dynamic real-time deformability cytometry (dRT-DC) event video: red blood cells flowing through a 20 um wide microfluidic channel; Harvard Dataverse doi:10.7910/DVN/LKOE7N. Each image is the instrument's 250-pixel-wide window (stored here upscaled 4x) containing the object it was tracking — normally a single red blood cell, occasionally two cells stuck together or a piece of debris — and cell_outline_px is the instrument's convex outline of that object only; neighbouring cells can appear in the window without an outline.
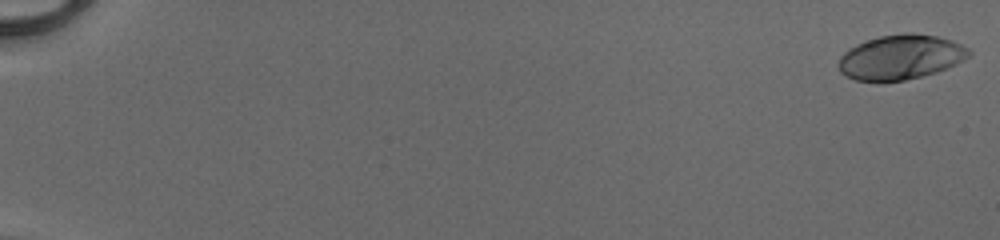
{"species": "human", "species_latin": "Homo sapiens", "temperature_condition": "cold", "stored_images_in_passage": 52, "camera_frame_rate_fps": 3000, "um_per_image_px": 0.085, "donor": {"sex": "male"}, "frame": {"image": 1, "passage_image": 1, "time_ms": 0.0, "image_size_px": [1000, 240], "cell_outline_px": [[972, 52], [964, 60], [956, 64], [936, 72], [904, 80], [856, 80], [840, 72], [836, 64], [840, 56], [848, 48], [856, 44], [880, 36], [904, 32], [912, 32], [936, 36], [960, 44], [968, 48]], "centroid_in_image_um": [76.53, 4.84], "position_along_channel_um": 8.5, "area_um2": 33.7}}
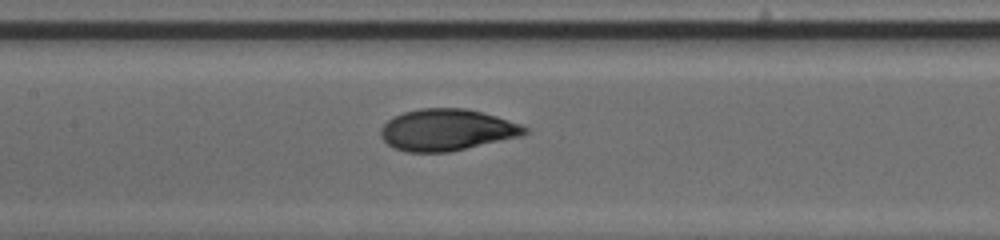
{"frame": {"image": 2, "passage_image": 28, "time_ms": 9.0, "image_size_px": [1000, 240], "cell_outline_px": [[528, 132], [524, 136], [448, 152], [404, 152], [392, 148], [380, 136], [380, 128], [392, 116], [404, 112], [420, 108], [464, 108], [496, 116], [520, 124], [528, 128]], "centroid_in_image_um": [37.97, 11.05], "position_along_channel_um": 169.4, "area_um2": 35.08}}
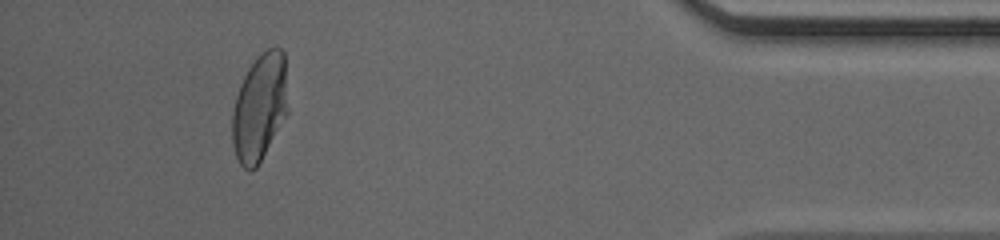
{"frame": {"image": 3, "passage_image": 49, "time_ms": 16.0, "image_size_px": [1000, 240], "cell_outline_px": [[288, 112], [256, 168], [252, 172], [248, 172], [240, 164], [236, 156], [232, 144], [232, 112], [236, 96], [240, 84], [248, 68], [260, 52], [268, 48], [280, 48], [284, 52], [288, 108]], "centroid_in_image_um": [22.06, 9.13], "position_along_channel_um": 413.1, "area_um2": 34.91}, "authors_computed_cell_mechanics": {"area_um2": 34.68, "velocity_mm_per_s": 4.1277, "shape_relaxation_time_tau1_ms": 3.719, "shape_relaxation_time_tau2_ms": null, "deformation_change_tau1": 0.1946, "deformation_change_tau2": null}}